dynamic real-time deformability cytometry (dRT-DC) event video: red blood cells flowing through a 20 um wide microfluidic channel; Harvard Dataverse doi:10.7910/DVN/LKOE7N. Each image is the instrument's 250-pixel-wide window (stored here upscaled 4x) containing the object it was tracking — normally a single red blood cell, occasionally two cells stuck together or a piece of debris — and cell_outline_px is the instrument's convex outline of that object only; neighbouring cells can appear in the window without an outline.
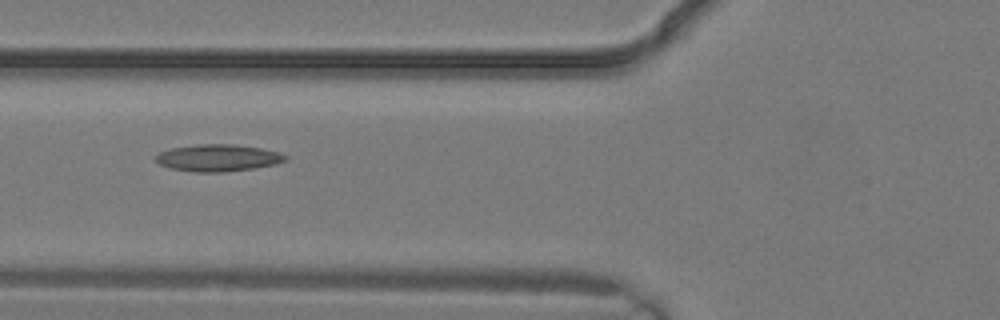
{"species": "common noctule bat (a hibernating species)", "species_latin": "Nyctalus noctula", "temperature_condition": "warm", "stored_images_in_passage": 4, "camera_frame_rate_fps": 3000, "um_per_image_px": 0.085, "animal": {"sex": "male", "body_mass_g": 19.2, "forearm_length_mm": 51.8}, "frame": {"image": 1, "passage_image": 4, "time_ms": 1.0, "image_size_px": [1000, 320], "cell_outline_px": [[288, 160], [276, 164], [252, 168], [224, 172], [192, 172], [172, 168], [160, 164], [156, 160], [156, 156], [160, 152], [172, 148], [196, 144], [236, 144], [260, 148], [276, 152], [288, 156]], "centroid_in_image_um": [18.54, 13.41], "position_along_channel_um": 107.3, "area_um2": 20.23}}